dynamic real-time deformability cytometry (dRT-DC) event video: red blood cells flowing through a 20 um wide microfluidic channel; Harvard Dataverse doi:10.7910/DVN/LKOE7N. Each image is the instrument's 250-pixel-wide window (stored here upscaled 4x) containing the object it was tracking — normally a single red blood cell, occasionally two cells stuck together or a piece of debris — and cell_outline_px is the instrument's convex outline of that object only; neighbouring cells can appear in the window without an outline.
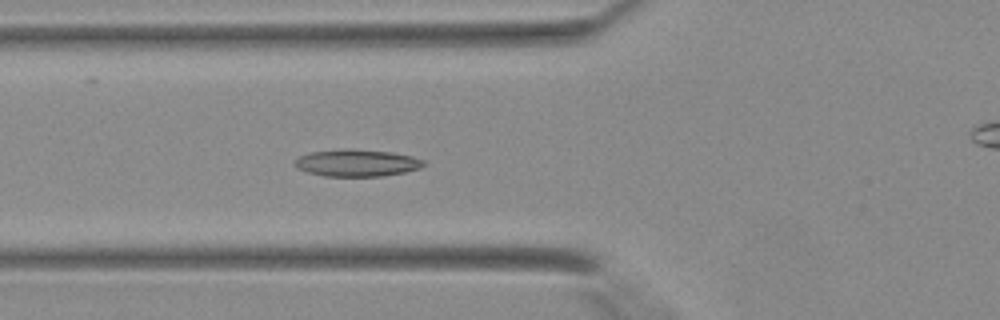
{"species": "Egyptian fruit bat (a non-hibernating species)", "species_latin": "Rousettus aegyptiacus", "temperature_condition": "warm", "stored_images_in_passage": 33, "camera_frame_rate_fps": 3000, "um_per_image_px": 0.085, "animal": {"sex": "female"}, "frame": {"image": 1, "passage_image": 10, "time_ms": 3.0, "image_size_px": [1000, 320], "cell_outline_px": [[428, 164], [420, 168], [404, 172], [384, 176], [324, 176], [308, 172], [296, 168], [292, 164], [300, 156], [312, 152], [348, 148], [352, 148], [392, 152], [412, 156], [424, 160]], "centroid_in_image_um": [30.36, 13.84], "position_along_channel_um": 95.4, "area_um2": 20.46}}
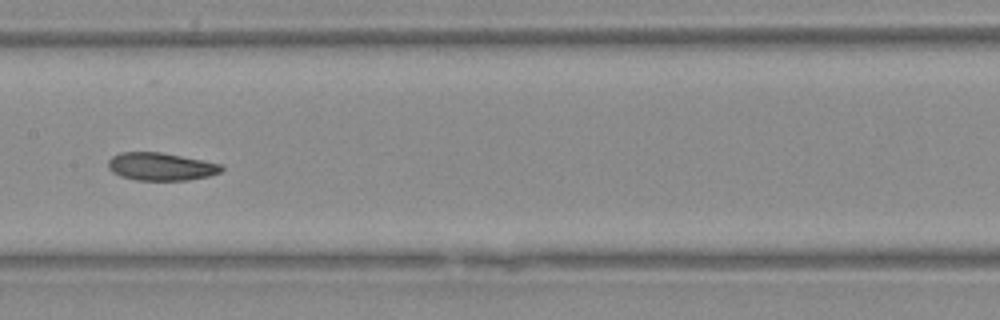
{"frame": {"image": 2, "passage_image": 16, "time_ms": 5.0, "image_size_px": [1000, 320], "cell_outline_px": [[224, 168], [220, 172], [208, 176], [188, 180], [136, 180], [120, 176], [112, 172], [108, 168], [108, 160], [112, 156], [120, 152], [160, 152], [220, 164]], "centroid_in_image_um": [13.62, 14.16], "position_along_channel_um": 193.8, "area_um2": 18.21}}
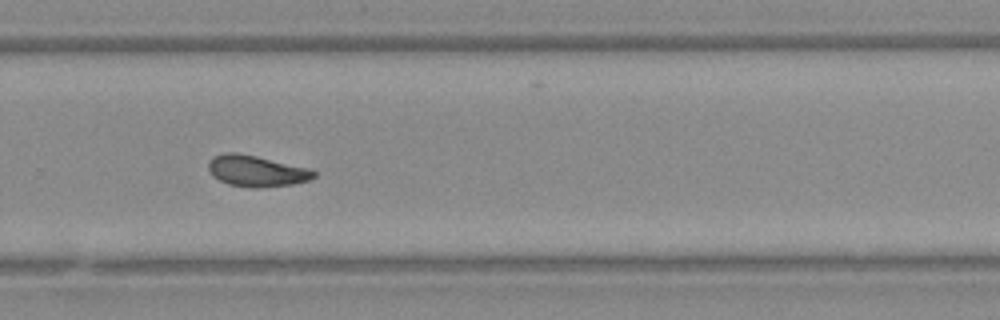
{"frame": {"image": 3, "passage_image": 23, "time_ms": 7.333, "image_size_px": [1000, 320], "cell_outline_px": [[316, 176], [308, 180], [292, 184], [260, 188], [248, 188], [228, 184], [212, 176], [208, 168], [208, 164], [212, 156], [224, 152], [236, 152], [256, 156], [312, 168], [316, 172]], "centroid_in_image_um": [21.8, 14.53], "position_along_channel_um": 308.0, "area_um2": 19.42}}